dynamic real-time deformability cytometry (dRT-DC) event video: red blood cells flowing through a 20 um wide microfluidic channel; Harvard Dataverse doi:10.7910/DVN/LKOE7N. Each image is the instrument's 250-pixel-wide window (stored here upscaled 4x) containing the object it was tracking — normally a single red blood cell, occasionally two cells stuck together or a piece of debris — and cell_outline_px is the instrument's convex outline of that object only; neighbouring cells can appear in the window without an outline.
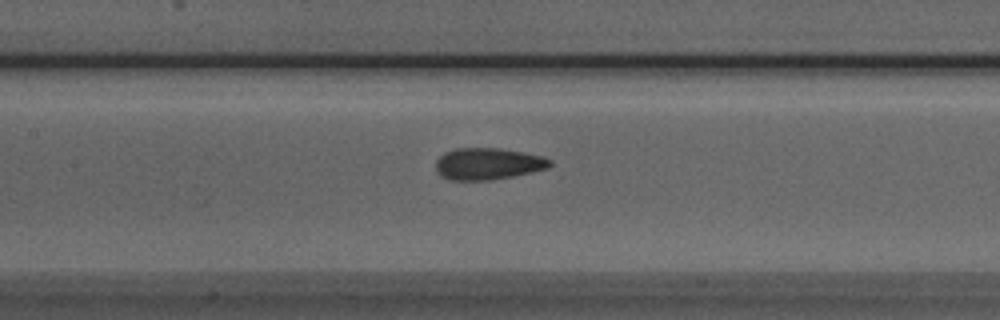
{"species": "Egyptian fruit bat (a non-hibernating species)", "species_latin": "Rousettus aegyptiacus", "temperature_condition": "room temperature", "stored_images_in_passage": 53, "camera_frame_rate_fps": 3000, "um_per_image_px": 0.085, "animal": {"sex": "male"}, "frame": {"image": 1, "passage_image": 24, "time_ms": 7.667, "image_size_px": [1000, 320], "cell_outline_px": [[552, 164], [548, 168], [532, 172], [512, 176], [488, 180], [448, 180], [440, 176], [436, 172], [436, 160], [444, 152], [456, 148], [500, 148], [544, 156], [552, 160]], "centroid_in_image_um": [41.46, 13.92], "position_along_channel_um": 165.9, "area_um2": 21.27}}
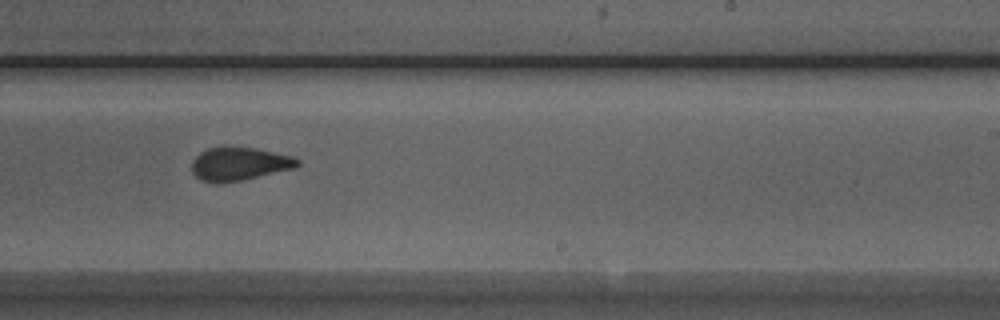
{"frame": {"image": 2, "passage_image": 32, "time_ms": 10.333, "image_size_px": [1000, 320], "cell_outline_px": [[300, 164], [296, 168], [240, 180], [220, 184], [216, 184], [200, 180], [192, 172], [192, 160], [200, 152], [208, 148], [256, 148], [292, 156], [300, 160]], "centroid_in_image_um": [20.33, 13.95], "position_along_channel_um": 268.7, "area_um2": 20.35}}
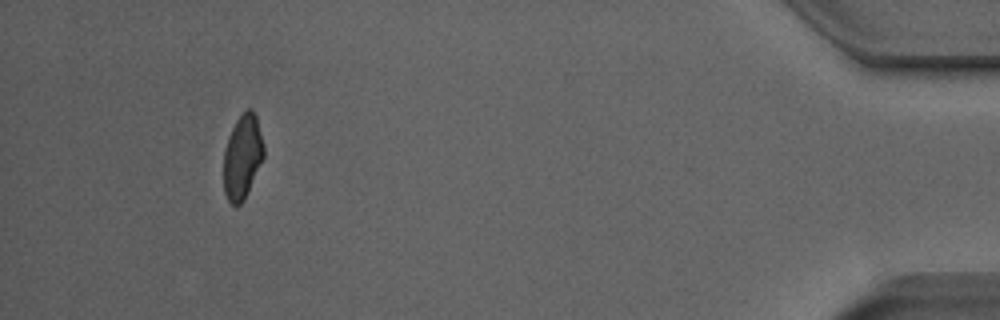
{"frame": {"image": 3, "passage_image": 49, "time_ms": 16.0, "image_size_px": [1000, 320], "cell_outline_px": [[264, 156], [244, 200], [240, 204], [232, 204], [228, 200], [224, 192], [224, 148], [228, 136], [236, 120], [248, 108], [252, 108], [256, 116], [264, 144]], "centroid_in_image_um": [20.6, 13.31], "position_along_channel_um": 414.6, "area_um2": 19.59}, "authors_computed_cell_mechanics": {"area_um2": 20.9814, "velocity_mm_per_s": 3.8681, "shape_relaxation_time_tau1_ms": 6.0952, "shape_relaxation_time_tau2_ms": 1.1245, "deformation_change_tau1": 0.1527, "deformation_change_tau2": 0.066}}